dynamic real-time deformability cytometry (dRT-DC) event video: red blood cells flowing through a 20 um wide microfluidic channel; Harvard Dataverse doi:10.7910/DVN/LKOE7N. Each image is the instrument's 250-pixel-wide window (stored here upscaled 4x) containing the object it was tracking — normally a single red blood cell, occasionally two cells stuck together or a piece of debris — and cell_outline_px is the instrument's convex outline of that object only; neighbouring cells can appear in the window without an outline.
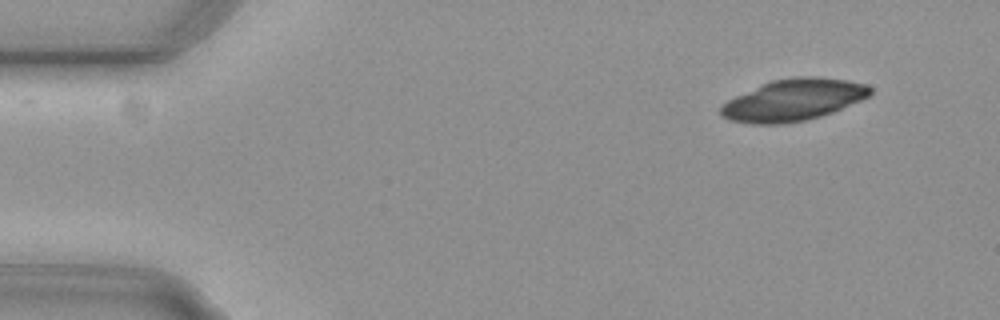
{"species": "common noctule bat (a hibernating species)", "species_latin": "Nyctalus noctula", "temperature_condition": "cold", "stored_images_in_passage": 50, "camera_frame_rate_fps": 3000, "um_per_image_px": 0.085, "animal": {"sex": "female", "body_mass_g": 29.2, "forearm_length_mm": 56.3}, "frame": {"image": 1, "passage_image": 1, "time_ms": 0.0, "image_size_px": [1000, 320], "cell_outline_px": [[872, 92], [868, 96], [860, 100], [832, 112], [820, 116], [804, 120], [780, 124], [752, 124], [732, 120], [724, 116], [720, 112], [720, 108], [728, 100], [736, 96], [772, 80], [796, 76], [820, 76], [848, 80], [864, 84], [872, 88]], "centroid_in_image_um": [67.46, 8.48], "position_along_channel_um": 17.5, "area_um2": 35.84}}